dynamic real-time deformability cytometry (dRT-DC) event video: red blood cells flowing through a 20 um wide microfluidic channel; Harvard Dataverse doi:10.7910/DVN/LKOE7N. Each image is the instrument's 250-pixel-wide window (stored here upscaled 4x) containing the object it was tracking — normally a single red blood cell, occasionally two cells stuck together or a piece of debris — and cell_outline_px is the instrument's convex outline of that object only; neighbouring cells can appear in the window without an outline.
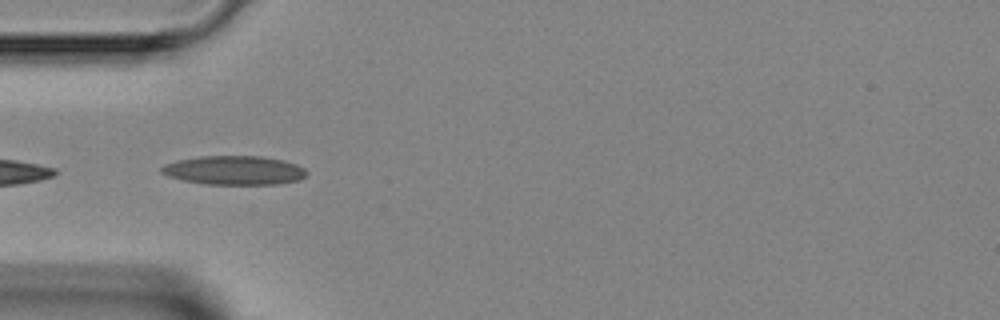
{"species": "Egyptian fruit bat (a non-hibernating species)", "species_latin": "Rousettus aegyptiacus", "temperature_condition": "room temperature", "stored_images_in_passage": 3, "camera_frame_rate_fps": 3000, "um_per_image_px": 0.085, "animal": {"sex": "female"}, "frame": {"image": 1, "passage_image": 2, "time_ms": 1.333, "image_size_px": [1000, 320], "cell_outline_px": [[308, 176], [300, 180], [276, 184], [208, 184], [184, 180], [168, 176], [160, 172], [160, 168], [164, 164], [176, 160], [200, 156], [260, 156], [284, 160], [296, 164], [304, 168], [308, 172]], "centroid_in_image_um": [19.93, 14.47], "position_along_channel_um": 65.1, "area_um2": 24.62}}
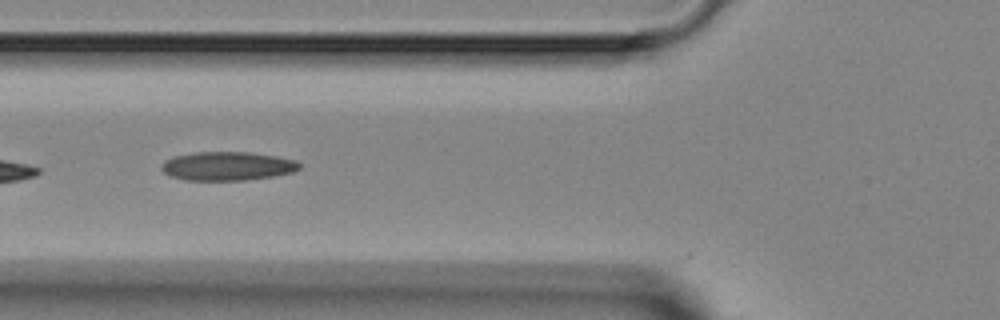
{"frame": {"image": 2, "passage_image": 3, "time_ms": 2.333, "image_size_px": [1000, 320], "cell_outline_px": [[300, 168], [292, 172], [272, 176], [244, 180], [184, 180], [172, 176], [164, 172], [160, 168], [164, 160], [172, 156], [196, 152], [252, 152], [276, 156], [296, 160], [300, 164]], "centroid_in_image_um": [19.31, 14.11], "position_along_channel_um": 106.5, "area_um2": 23.12}}